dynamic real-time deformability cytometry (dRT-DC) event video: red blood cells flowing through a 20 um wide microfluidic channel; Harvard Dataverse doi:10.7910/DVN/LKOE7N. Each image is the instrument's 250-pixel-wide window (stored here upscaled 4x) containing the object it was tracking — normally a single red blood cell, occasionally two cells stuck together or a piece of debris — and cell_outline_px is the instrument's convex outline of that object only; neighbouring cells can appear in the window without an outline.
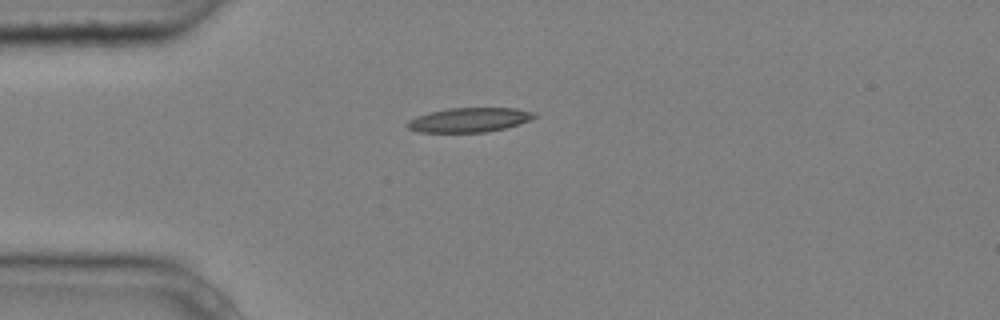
{"species": "common noctule bat (a hibernating species)", "species_latin": "Nyctalus noctula", "temperature_condition": "cold", "stored_images_in_passage": 1, "camera_frame_rate_fps": 3000, "um_per_image_px": 0.085, "animal": {"sex": "male", "body_mass_g": 20.4}, "frame": {"image": 1, "passage_image": 1, "time_ms": 0.0, "image_size_px": [1000, 320], "cell_outline_px": [[536, 116], [528, 120], [504, 128], [488, 132], [416, 132], [408, 128], [404, 124], [408, 120], [416, 116], [428, 112], [448, 108], [516, 108], [532, 112]], "centroid_in_image_um": [39.79, 10.19], "position_along_channel_um": 45.2, "area_um2": 17.98}}